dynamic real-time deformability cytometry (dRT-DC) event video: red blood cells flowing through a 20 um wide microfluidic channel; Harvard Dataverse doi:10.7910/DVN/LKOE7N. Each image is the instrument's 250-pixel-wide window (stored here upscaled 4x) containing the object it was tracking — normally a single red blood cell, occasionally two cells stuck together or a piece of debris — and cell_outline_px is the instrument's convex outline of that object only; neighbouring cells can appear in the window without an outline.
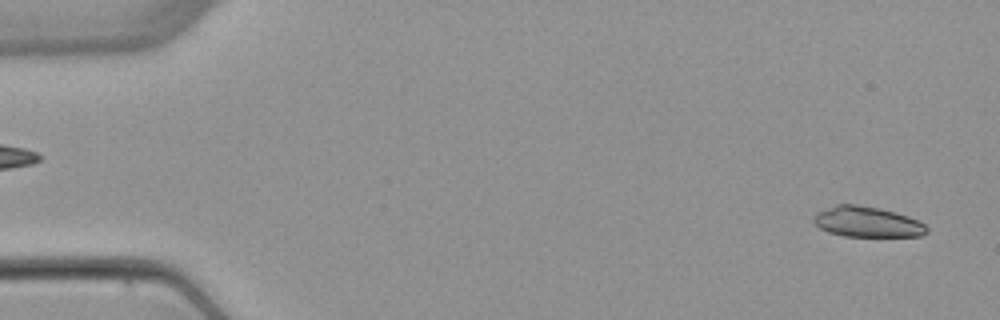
{"species": "common noctule bat (a hibernating species)", "species_latin": "Nyctalus noctula", "temperature_condition": "warm", "stored_images_in_passage": 5, "segment_of_instrument_passage": [2, 2], "camera_frame_rate_fps": 3000, "um_per_image_px": 0.085, "animal": {"sex": "female", "body_mass_g": 22.7, "forearm_length_mm": 54.2}, "frame": {"image": 1, "passage_image": 5, "time_ms": 5.0, "image_size_px": [1000, 320], "cell_outline_px": [[928, 232], [920, 236], [844, 236], [828, 232], [820, 228], [812, 220], [816, 212], [836, 204], [852, 204], [880, 208], [896, 212], [908, 216], [924, 224], [928, 228]], "centroid_in_image_um": [73.69, 18.86], "position_along_channel_um": 11.3, "area_um2": 20.06}}